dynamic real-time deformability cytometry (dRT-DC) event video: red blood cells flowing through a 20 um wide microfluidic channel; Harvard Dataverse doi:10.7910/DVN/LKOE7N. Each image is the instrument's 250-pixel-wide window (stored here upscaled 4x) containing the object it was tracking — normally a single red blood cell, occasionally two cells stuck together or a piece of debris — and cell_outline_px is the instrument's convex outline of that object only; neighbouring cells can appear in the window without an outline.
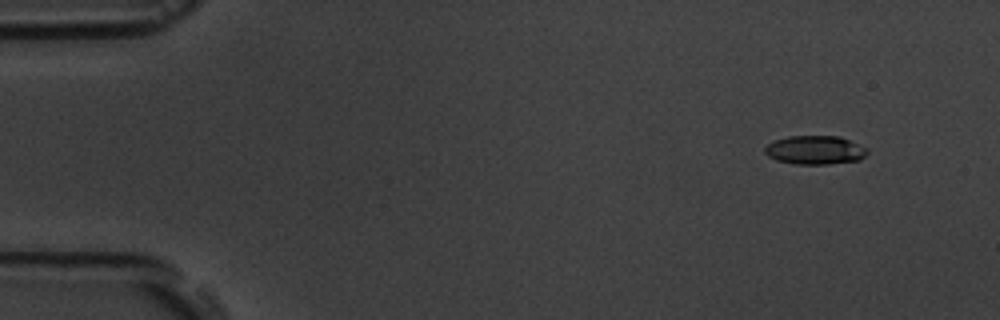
{"species": "common noctule bat (a hibernating species)", "species_latin": "Nyctalus noctula", "temperature_condition": "room temperature", "stored_images_in_passage": 4, "camera_frame_rate_fps": 3000, "um_per_image_px": 0.085, "animal": {"sex": "male", "body_mass_g": 19.5, "forearm_length_mm": 54.6}, "frame": {"image": 1, "passage_image": 1, "time_ms": 0.0, "image_size_px": [1000, 320], "cell_outline_px": [[868, 152], [860, 160], [828, 164], [796, 164], [776, 160], [768, 156], [764, 152], [764, 148], [768, 144], [776, 140], [788, 136], [840, 136], [868, 148]], "centroid_in_image_um": [69.29, 12.75], "position_along_channel_um": 15.7, "area_um2": 17.17}}
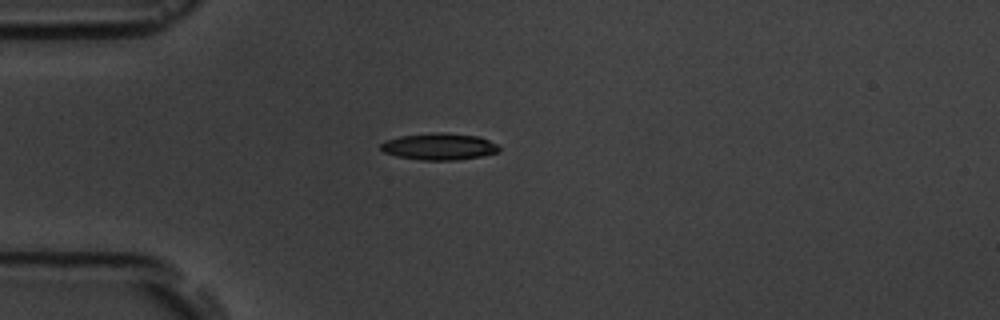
{"frame": {"image": 2, "passage_image": 4, "time_ms": 3.333, "image_size_px": [1000, 320], "cell_outline_px": [[500, 152], [480, 156], [456, 160], [420, 160], [396, 156], [384, 152], [380, 148], [380, 144], [384, 140], [400, 136], [436, 132], [444, 132], [480, 136], [496, 144], [500, 148]], "centroid_in_image_um": [37.32, 12.45], "position_along_channel_um": 47.7, "area_um2": 18.55}}